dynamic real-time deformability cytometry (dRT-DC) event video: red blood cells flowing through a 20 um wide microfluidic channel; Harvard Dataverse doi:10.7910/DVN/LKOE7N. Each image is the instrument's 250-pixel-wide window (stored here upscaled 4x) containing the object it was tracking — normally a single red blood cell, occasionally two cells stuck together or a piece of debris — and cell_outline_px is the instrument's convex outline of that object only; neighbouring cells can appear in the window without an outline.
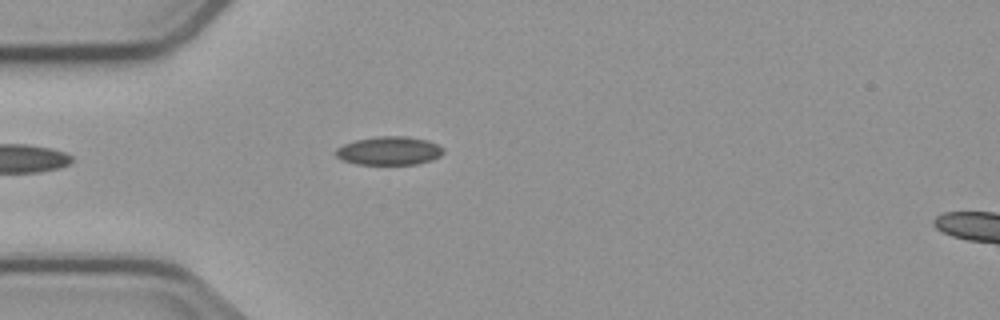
{"species": "common noctule bat (a hibernating species)", "species_latin": "Nyctalus noctula", "temperature_condition": "cold", "stored_images_in_passage": 4, "camera_frame_rate_fps": 3000, "um_per_image_px": 0.085, "animal": {"sex": "male", "body_mass_g": 23.1, "forearm_length_mm": 52.7}, "frame": {"image": 1, "passage_image": 4, "time_ms": 3.667, "image_size_px": [1000, 320], "cell_outline_px": [[444, 152], [440, 156], [432, 160], [416, 164], [356, 164], [340, 160], [336, 156], [336, 148], [344, 144], [356, 140], [376, 136], [408, 136], [428, 140], [444, 148]], "centroid_in_image_um": [33.08, 12.81], "position_along_channel_um": 51.9, "area_um2": 17.98}}